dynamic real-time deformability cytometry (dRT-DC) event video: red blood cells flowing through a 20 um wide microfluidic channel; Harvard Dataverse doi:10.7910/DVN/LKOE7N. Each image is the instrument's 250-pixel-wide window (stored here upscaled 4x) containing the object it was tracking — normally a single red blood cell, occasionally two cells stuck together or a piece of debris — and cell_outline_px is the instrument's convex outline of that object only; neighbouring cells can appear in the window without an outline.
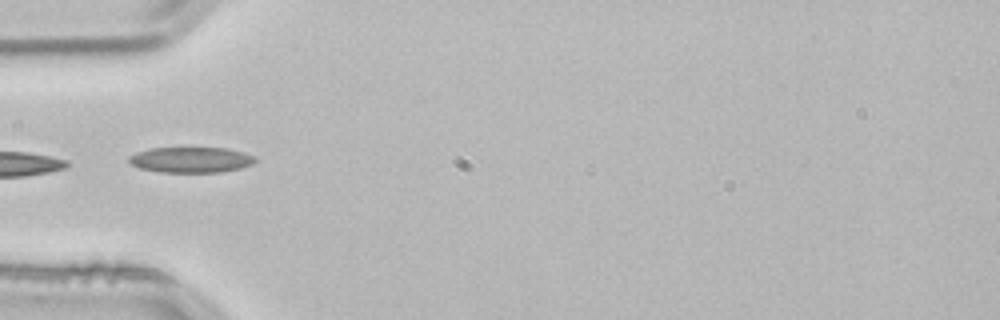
{"species": "common noctule bat (a hibernating species)", "species_latin": "Nyctalus noctula", "temperature_condition": "room temperature", "stored_images_in_passage": 6, "camera_frame_rate_fps": 3000, "um_per_image_px": 0.085, "animal": {"sex": "male", "body_mass_g": 21.5, "forearm_length_mm": 52.0}, "frame": {"image": 1, "passage_image": 1, "time_ms": 0.0, "image_size_px": [1000, 320], "cell_outline_px": [[256, 160], [252, 164], [240, 168], [220, 172], [160, 172], [140, 168], [132, 164], [128, 160], [128, 156], [136, 152], [152, 148], [224, 148], [244, 152], [252, 156]], "centroid_in_image_um": [16.2, 13.58], "position_along_channel_um": 68.8, "area_um2": 18.67}}